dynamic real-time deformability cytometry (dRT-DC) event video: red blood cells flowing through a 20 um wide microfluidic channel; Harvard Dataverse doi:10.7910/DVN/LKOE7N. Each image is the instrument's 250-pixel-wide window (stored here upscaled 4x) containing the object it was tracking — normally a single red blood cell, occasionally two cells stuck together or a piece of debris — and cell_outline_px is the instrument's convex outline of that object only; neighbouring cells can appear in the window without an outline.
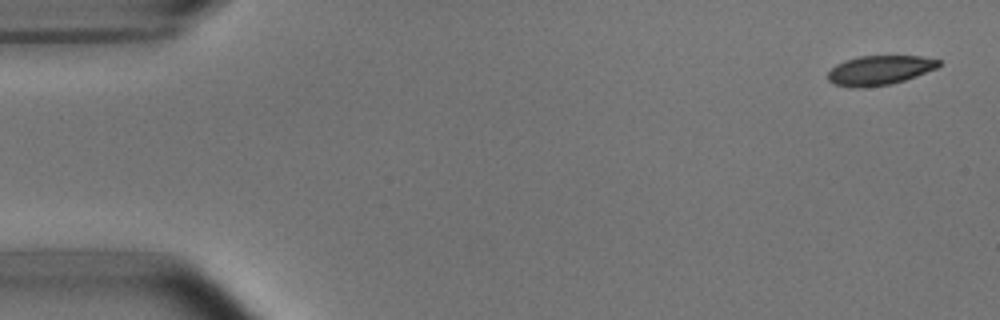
{"species": "common noctule bat (a hibernating species)", "species_latin": "Nyctalus noctula", "temperature_condition": "room temperature", "stored_images_in_passage": 5, "camera_frame_rate_fps": 3000, "um_per_image_px": 0.085, "animal": {"sex": "male", "body_mass_g": 15.6}, "frame": {"image": 1, "passage_image": 1, "time_ms": 0.0, "image_size_px": [1000, 320], "cell_outline_px": [[940, 64], [936, 68], [916, 76], [892, 84], [864, 88], [852, 88], [832, 84], [828, 80], [828, 72], [836, 64], [844, 60], [860, 56], [920, 56], [940, 60]], "centroid_in_image_um": [74.72, 5.98], "position_along_channel_um": 10.3, "area_um2": 19.13}}
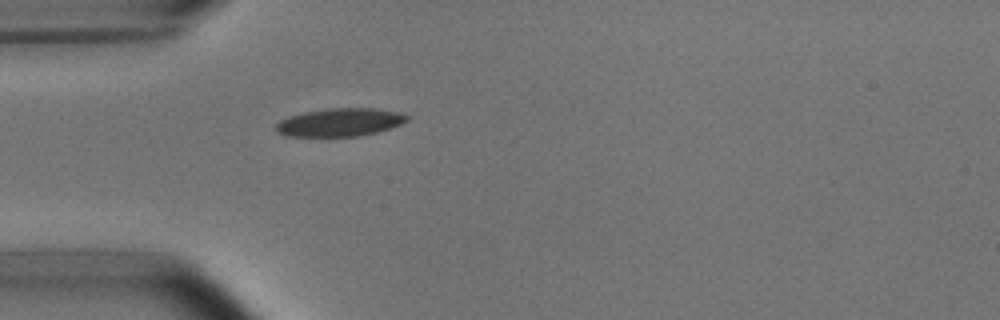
{"frame": {"image": 2, "passage_image": 5, "time_ms": 1.333, "image_size_px": [1000, 320], "cell_outline_px": [[408, 120], [400, 124], [376, 132], [360, 136], [288, 136], [280, 132], [276, 128], [276, 124], [280, 120], [288, 116], [304, 112], [324, 108], [372, 108], [396, 112], [408, 116]], "centroid_in_image_um": [28.86, 10.39], "position_along_channel_um": 56.1, "area_um2": 21.15}}